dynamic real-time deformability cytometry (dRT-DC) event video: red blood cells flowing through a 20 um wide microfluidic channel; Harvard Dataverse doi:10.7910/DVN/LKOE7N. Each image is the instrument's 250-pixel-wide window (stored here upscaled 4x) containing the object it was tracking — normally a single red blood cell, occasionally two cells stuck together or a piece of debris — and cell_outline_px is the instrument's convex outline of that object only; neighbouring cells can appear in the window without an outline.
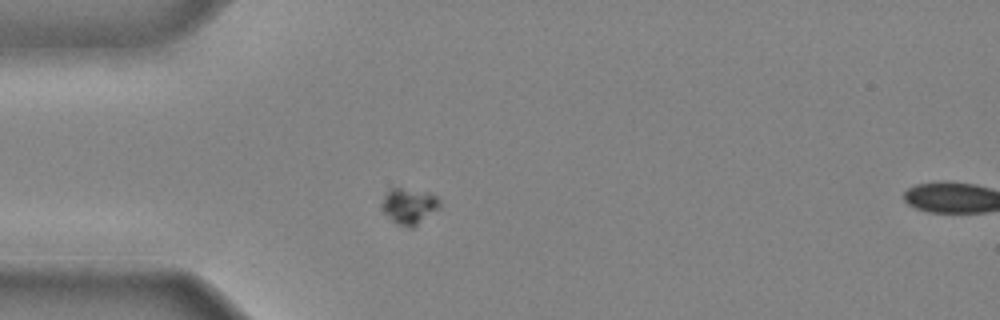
{"species": "common noctule bat (a hibernating species)", "species_latin": "Nyctalus noctula", "temperature_condition": "cold", "stored_images_in_passage": 3, "camera_frame_rate_fps": 3000, "um_per_image_px": 0.085, "animal": {"sex": "male", "body_mass_g": 20.4}, "frame": {"image": 1, "passage_image": 1, "time_ms": 0.0, "image_size_px": [1000, 320], "cell_outline_px": [[440, 208], [412, 228], [408, 228], [396, 224], [384, 212], [384, 196], [388, 188], [400, 188], [428, 192], [436, 196], [440, 200]], "centroid_in_image_um": [34.81, 17.52], "position_along_channel_um": 50.2, "area_um2": 11.96}}